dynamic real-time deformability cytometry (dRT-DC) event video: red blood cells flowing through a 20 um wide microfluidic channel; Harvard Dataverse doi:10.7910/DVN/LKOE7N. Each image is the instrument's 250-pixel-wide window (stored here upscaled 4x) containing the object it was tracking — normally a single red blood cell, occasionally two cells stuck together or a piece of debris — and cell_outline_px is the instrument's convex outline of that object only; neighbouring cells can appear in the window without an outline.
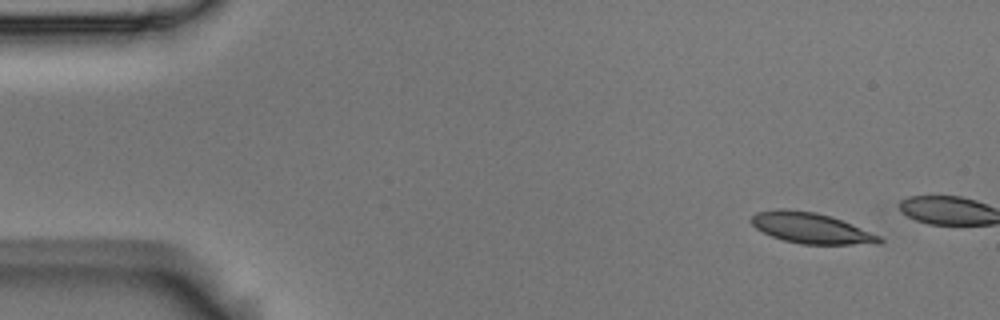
{"species": "Egyptian fruit bat (a non-hibernating species)", "species_latin": "Rousettus aegyptiacus", "temperature_condition": "room temperature", "stored_images_in_passage": 9, "camera_frame_rate_fps": 3000, "um_per_image_px": 0.085, "animal": {"sex": "male"}, "frame": {"image": 1, "passage_image": 1, "time_ms": 0.0, "image_size_px": [1000, 320], "cell_outline_px": [[884, 240], [880, 244], [800, 244], [784, 240], [772, 236], [756, 228], [748, 220], [756, 212], [780, 208], [784, 208], [816, 212], [852, 224], [880, 236]], "centroid_in_image_um": [68.92, 19.38], "position_along_channel_um": 16.1, "area_um2": 22.83}}